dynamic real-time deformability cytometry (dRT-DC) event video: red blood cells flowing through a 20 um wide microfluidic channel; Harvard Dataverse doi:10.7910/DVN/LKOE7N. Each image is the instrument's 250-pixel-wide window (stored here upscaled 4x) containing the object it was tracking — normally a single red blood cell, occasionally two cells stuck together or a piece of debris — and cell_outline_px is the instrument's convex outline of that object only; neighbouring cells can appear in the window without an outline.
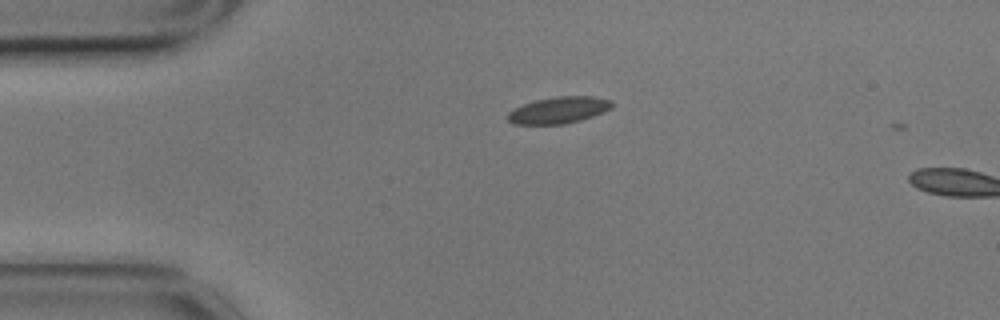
{"species": "common noctule bat (a hibernating species)", "species_latin": "Nyctalus noctula", "temperature_condition": "cold", "stored_images_in_passage": 4, "camera_frame_rate_fps": 3000, "um_per_image_px": 0.085, "animal": {"sex": "male", "body_mass_g": 17.9}, "frame": {"image": 1, "passage_image": 2, "time_ms": 0.333, "image_size_px": [1000, 320], "cell_outline_px": [[612, 108], [604, 112], [580, 120], [564, 124], [512, 124], [508, 120], [508, 112], [524, 104], [536, 100], [556, 96], [592, 96], [612, 100]], "centroid_in_image_um": [47.51, 9.36], "position_along_channel_um": 37.5, "area_um2": 16.07}}